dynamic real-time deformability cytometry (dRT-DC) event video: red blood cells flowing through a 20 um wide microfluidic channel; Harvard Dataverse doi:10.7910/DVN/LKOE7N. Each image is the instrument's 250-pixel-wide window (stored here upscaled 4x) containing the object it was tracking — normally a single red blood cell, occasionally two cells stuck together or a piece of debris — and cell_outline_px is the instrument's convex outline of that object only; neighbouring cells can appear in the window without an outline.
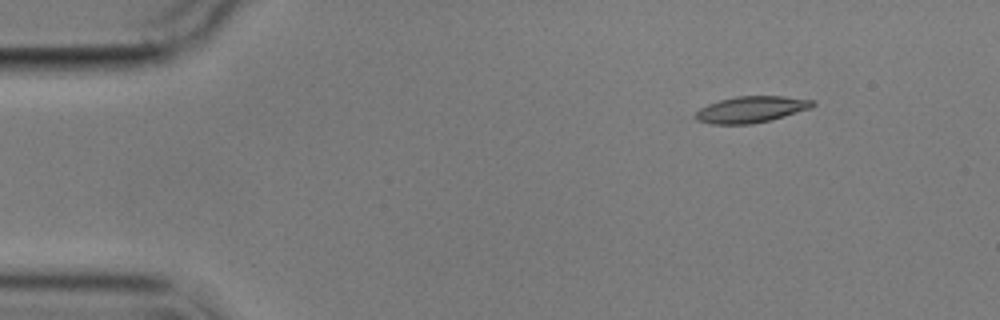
{"species": "common noctule bat (a hibernating species)", "species_latin": "Nyctalus noctula", "temperature_condition": "cold", "stored_images_in_passage": 5, "camera_frame_rate_fps": 3000, "um_per_image_px": 0.085, "animal": {"sex": "male", "body_mass_g": 17.9}, "frame": {"image": 1, "passage_image": 5, "time_ms": 6.0, "image_size_px": [1000, 320], "cell_outline_px": [[816, 104], [812, 108], [772, 120], [752, 124], [712, 124], [696, 120], [688, 116], [700, 108], [708, 104], [720, 100], [736, 96], [784, 96], [816, 100]], "centroid_in_image_um": [63.83, 9.31], "position_along_channel_um": 21.2, "area_um2": 18.44}}